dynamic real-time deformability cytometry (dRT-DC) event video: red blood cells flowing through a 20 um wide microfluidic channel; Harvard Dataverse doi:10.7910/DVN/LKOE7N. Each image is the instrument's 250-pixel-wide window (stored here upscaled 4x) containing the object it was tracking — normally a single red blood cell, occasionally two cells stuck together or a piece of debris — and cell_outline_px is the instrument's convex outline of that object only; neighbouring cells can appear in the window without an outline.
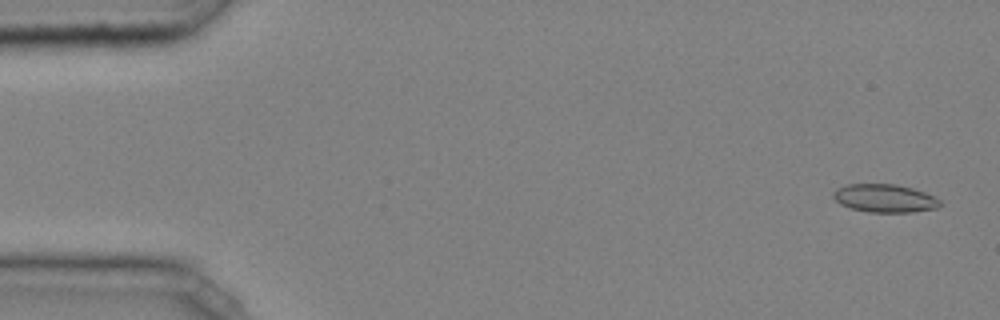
{"species": "common noctule bat (a hibernating species)", "species_latin": "Nyctalus noctula", "temperature_condition": "cold", "stored_images_in_passage": 47, "camera_frame_rate_fps": 3000, "um_per_image_px": 0.085, "animal": {"sex": "male", "body_mass_g": 20.4}, "frame": {"image": 1, "passage_image": 2, "time_ms": 0.333, "image_size_px": [1000, 320], "cell_outline_px": [[940, 204], [936, 208], [912, 212], [868, 212], [852, 208], [840, 204], [832, 196], [832, 192], [836, 188], [848, 184], [896, 184], [912, 188], [924, 192], [940, 200]], "centroid_in_image_um": [75.16, 16.85], "position_along_channel_um": 9.8, "area_um2": 17.4}}
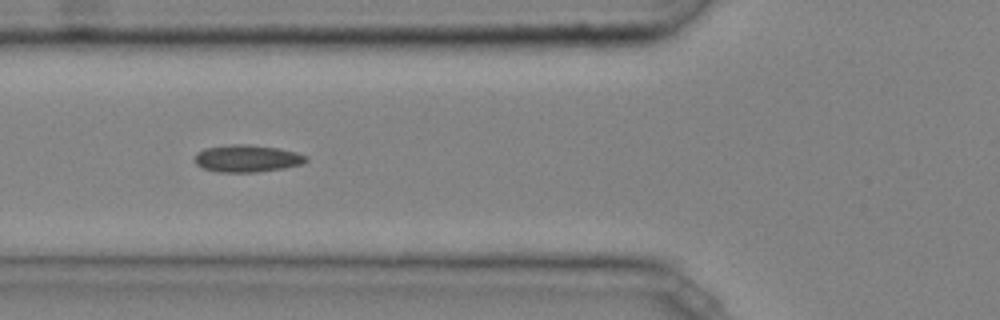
{"frame": {"image": 2, "passage_image": 18, "time_ms": 5.667, "image_size_px": [1000, 320], "cell_outline_px": [[308, 160], [304, 164], [284, 168], [256, 172], [216, 172], [200, 168], [196, 164], [196, 152], [204, 148], [232, 144], [248, 144], [280, 148], [296, 152], [308, 156]], "centroid_in_image_um": [21.01, 13.47], "position_along_channel_um": 104.8, "area_um2": 17.92}}
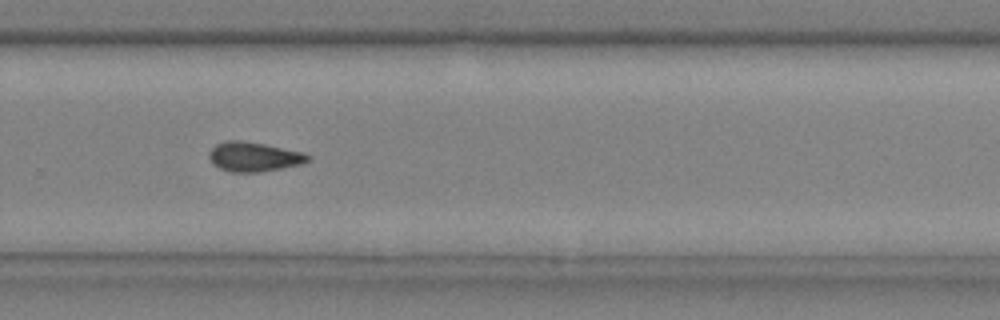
{"frame": {"image": 3, "passage_image": 33, "time_ms": 10.667, "image_size_px": [1000, 320], "cell_outline_px": [[312, 156], [308, 160], [300, 164], [280, 168], [256, 172], [232, 172], [220, 168], [212, 164], [208, 156], [208, 152], [216, 144], [228, 140], [240, 140], [264, 144], [304, 152]], "centroid_in_image_um": [21.55, 13.31], "position_along_channel_um": 308.3, "area_um2": 16.88}, "authors_computed_cell_mechanics": {"area_um2": 16.8776, "velocity_mm_per_s": 4.0748, "shape_relaxation_time_tau1_ms": null, "shape_relaxation_time_tau2_ms": 2.2658, "deformation_change_tau1": null, "deformation_change_tau2": 0.0737}}